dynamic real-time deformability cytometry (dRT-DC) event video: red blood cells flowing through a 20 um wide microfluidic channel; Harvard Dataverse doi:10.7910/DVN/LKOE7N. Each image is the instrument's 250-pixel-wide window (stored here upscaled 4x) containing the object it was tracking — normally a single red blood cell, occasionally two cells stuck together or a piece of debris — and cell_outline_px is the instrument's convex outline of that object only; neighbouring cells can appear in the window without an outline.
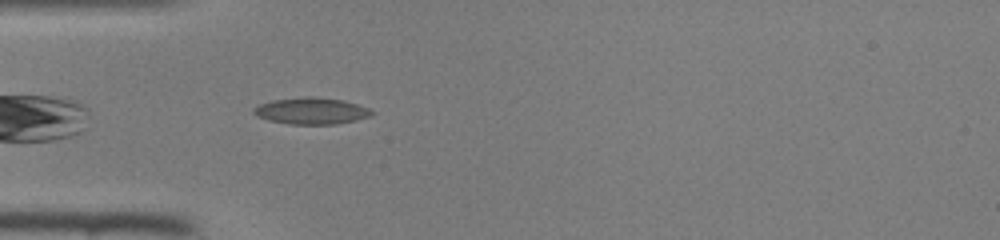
{"species": "common noctule bat (a hibernating species)", "species_latin": "Nyctalus noctula", "temperature_condition": "room temperature", "stored_images_in_passage": 31, "camera_frame_rate_fps": 3000, "um_per_image_px": 0.085, "animal": {"sex": "female", "body_mass_g": 22.0, "forearm_length_mm": 56.7}, "frame": {"image": 1, "passage_image": 2, "time_ms": 0.333, "image_size_px": [1000, 240], "cell_outline_px": [[376, 112], [372, 116], [356, 120], [336, 124], [292, 124], [268, 120], [256, 116], [252, 112], [252, 108], [260, 104], [272, 100], [304, 96], [312, 96], [344, 100], [368, 108]], "centroid_in_image_um": [26.47, 9.42], "position_along_channel_um": 58.5, "area_um2": 18.44}}
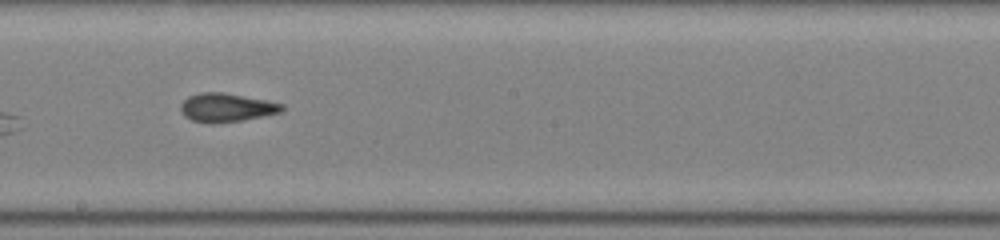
{"frame": {"image": 2, "passage_image": 14, "time_ms": 4.333, "image_size_px": [1000, 240], "cell_outline_px": [[284, 108], [280, 112], [240, 120], [212, 124], [192, 120], [184, 116], [180, 112], [180, 104], [188, 96], [200, 92], [224, 92], [284, 104]], "centroid_in_image_um": [19.18, 9.13], "position_along_channel_um": 229.0, "area_um2": 16.76}}
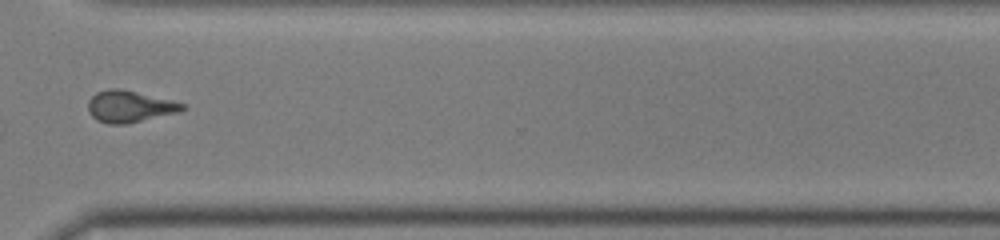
{"frame": {"image": 3, "passage_image": 23, "time_ms": 7.333, "image_size_px": [1000, 240], "cell_outline_px": [[188, 108], [180, 112], [124, 124], [108, 124], [96, 120], [88, 112], [88, 100], [96, 92], [108, 88], [120, 88], [172, 100], [184, 104]], "centroid_in_image_um": [11.01, 9.04], "position_along_channel_um": 359.6, "area_um2": 17.51}}